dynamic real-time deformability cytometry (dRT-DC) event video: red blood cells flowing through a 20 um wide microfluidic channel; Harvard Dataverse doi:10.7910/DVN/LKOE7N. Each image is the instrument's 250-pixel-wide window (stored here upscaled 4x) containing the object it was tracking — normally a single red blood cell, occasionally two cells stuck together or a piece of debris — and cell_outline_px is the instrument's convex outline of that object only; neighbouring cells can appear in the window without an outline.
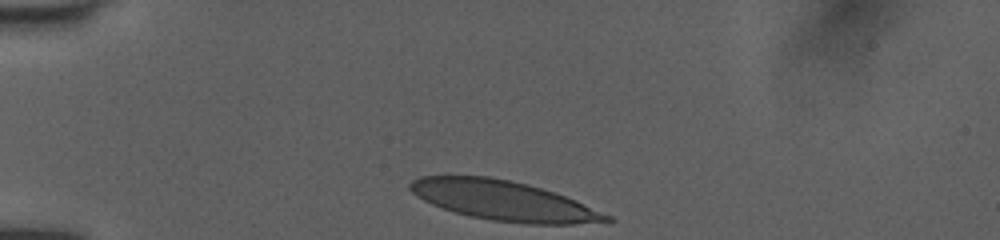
{"species": "human", "species_latin": "Homo sapiens", "temperature_condition": "room temperature", "stored_images_in_passage": 31, "camera_frame_rate_fps": 3000, "um_per_image_px": 0.085, "donor": {"sex": "female"}, "frame": {"image": 1, "passage_image": 1, "time_ms": 0.0, "image_size_px": [1000, 240], "cell_outline_px": [[616, 220], [572, 224], [524, 224], [492, 220], [472, 216], [456, 212], [432, 204], [416, 196], [408, 188], [408, 184], [412, 180], [420, 176], [488, 176], [528, 184], [576, 200], [612, 216]], "centroid_in_image_um": [42.8, 17.05], "position_along_channel_um": 42.2, "area_um2": 45.08}}
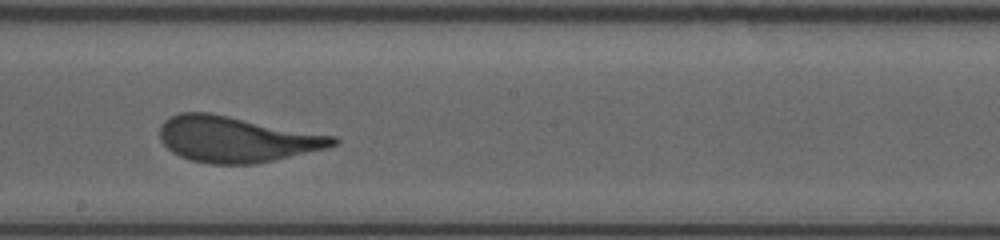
{"frame": {"image": 2, "passage_image": 18, "time_ms": 5.667, "image_size_px": [1000, 240], "cell_outline_px": [[340, 140], [336, 144], [328, 148], [256, 164], [208, 164], [192, 160], [180, 156], [172, 152], [160, 140], [160, 124], [164, 120], [180, 112], [208, 112], [336, 136]], "centroid_in_image_um": [20.09, 11.84], "position_along_channel_um": 228.1, "area_um2": 46.3}}
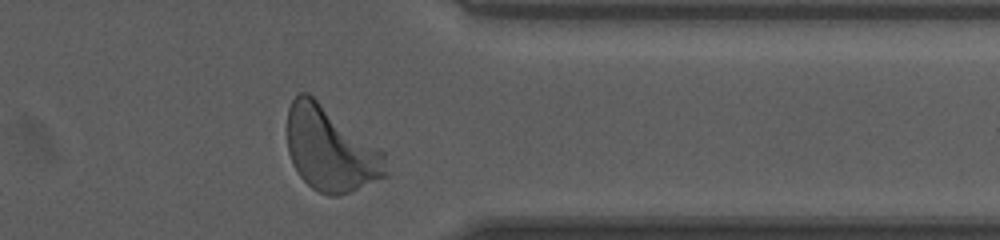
{"frame": {"image": 3, "passage_image": 30, "time_ms": 9.667, "image_size_px": [1000, 240], "cell_outline_px": [[388, 176], [348, 192], [336, 196], [328, 196], [312, 188], [300, 176], [292, 164], [288, 152], [288, 108], [292, 100], [300, 92], [308, 92], [384, 152], [388, 172]], "centroid_in_image_um": [28.08, 12.68], "position_along_channel_um": 383.3, "area_um2": 48.15}, "authors_computed_cell_mechanics": {"area_um2": 46.3556, "velocity_mm_per_s": 4.01, "shape_relaxation_time_tau1_ms": 4.1925, "shape_relaxation_time_tau2_ms": null, "deformation_change_tau1": 0.2071, "deformation_change_tau2": null}}